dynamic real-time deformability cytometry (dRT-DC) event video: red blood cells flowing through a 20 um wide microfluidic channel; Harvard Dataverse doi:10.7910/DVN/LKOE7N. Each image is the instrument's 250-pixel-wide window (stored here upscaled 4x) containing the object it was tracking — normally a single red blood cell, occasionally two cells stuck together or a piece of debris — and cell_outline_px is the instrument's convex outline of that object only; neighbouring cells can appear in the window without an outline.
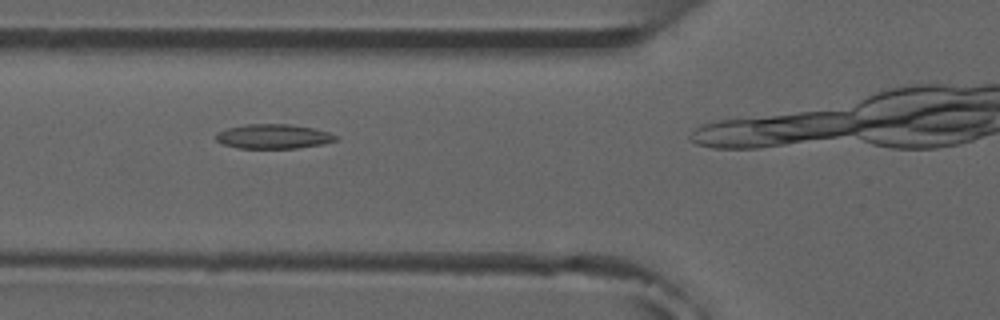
{"species": "common noctule bat (a hibernating species)", "species_latin": "Nyctalus noctula", "temperature_condition": "room temperature", "stored_images_in_passage": 6, "camera_frame_rate_fps": 3000, "um_per_image_px": 0.085, "animal": {"sex": "male", "forearm_length_mm": 52.5}, "frame": {"image": 1, "passage_image": 4, "time_ms": 3.333, "image_size_px": [1000, 320], "cell_outline_px": [[340, 140], [324, 144], [296, 148], [236, 148], [220, 144], [216, 140], [216, 132], [228, 128], [244, 124], [288, 124], [312, 128], [328, 132], [336, 136]], "centroid_in_image_um": [23.21, 11.6], "position_along_channel_um": 102.6, "area_um2": 17.22}}